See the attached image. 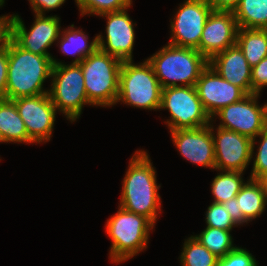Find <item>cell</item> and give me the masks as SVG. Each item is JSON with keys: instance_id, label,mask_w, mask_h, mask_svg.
I'll return each instance as SVG.
<instances>
[{"instance_id": "38", "label": "cell", "mask_w": 267, "mask_h": 266, "mask_svg": "<svg viewBox=\"0 0 267 266\" xmlns=\"http://www.w3.org/2000/svg\"><path fill=\"white\" fill-rule=\"evenodd\" d=\"M0 142H1V143L5 142V141H4V138H3L2 134H1V132H0Z\"/></svg>"}, {"instance_id": "4", "label": "cell", "mask_w": 267, "mask_h": 266, "mask_svg": "<svg viewBox=\"0 0 267 266\" xmlns=\"http://www.w3.org/2000/svg\"><path fill=\"white\" fill-rule=\"evenodd\" d=\"M155 225L145 216L124 210L119 206L106 223V233L111 238L109 259L113 263L125 262L146 249L150 230Z\"/></svg>"}, {"instance_id": "36", "label": "cell", "mask_w": 267, "mask_h": 266, "mask_svg": "<svg viewBox=\"0 0 267 266\" xmlns=\"http://www.w3.org/2000/svg\"><path fill=\"white\" fill-rule=\"evenodd\" d=\"M213 10L233 11L240 0H206Z\"/></svg>"}, {"instance_id": "21", "label": "cell", "mask_w": 267, "mask_h": 266, "mask_svg": "<svg viewBox=\"0 0 267 266\" xmlns=\"http://www.w3.org/2000/svg\"><path fill=\"white\" fill-rule=\"evenodd\" d=\"M88 37L85 32L81 29H76V27L74 28V24H72L67 29H62L57 43L60 44V51L63 54L75 56L72 63H80L98 48L97 36L90 43L88 42Z\"/></svg>"}, {"instance_id": "6", "label": "cell", "mask_w": 267, "mask_h": 266, "mask_svg": "<svg viewBox=\"0 0 267 266\" xmlns=\"http://www.w3.org/2000/svg\"><path fill=\"white\" fill-rule=\"evenodd\" d=\"M161 93L160 82L147 59L139 65L133 60L122 61L117 103L155 111L160 109Z\"/></svg>"}, {"instance_id": "18", "label": "cell", "mask_w": 267, "mask_h": 266, "mask_svg": "<svg viewBox=\"0 0 267 266\" xmlns=\"http://www.w3.org/2000/svg\"><path fill=\"white\" fill-rule=\"evenodd\" d=\"M209 65L226 81L252 94L251 70L245 56L237 45L214 55Z\"/></svg>"}, {"instance_id": "27", "label": "cell", "mask_w": 267, "mask_h": 266, "mask_svg": "<svg viewBox=\"0 0 267 266\" xmlns=\"http://www.w3.org/2000/svg\"><path fill=\"white\" fill-rule=\"evenodd\" d=\"M132 0H75L81 15H101L132 6Z\"/></svg>"}, {"instance_id": "16", "label": "cell", "mask_w": 267, "mask_h": 266, "mask_svg": "<svg viewBox=\"0 0 267 266\" xmlns=\"http://www.w3.org/2000/svg\"><path fill=\"white\" fill-rule=\"evenodd\" d=\"M195 87L210 118L221 108L240 101L247 95L241 88L223 79L209 64L201 72Z\"/></svg>"}, {"instance_id": "10", "label": "cell", "mask_w": 267, "mask_h": 266, "mask_svg": "<svg viewBox=\"0 0 267 266\" xmlns=\"http://www.w3.org/2000/svg\"><path fill=\"white\" fill-rule=\"evenodd\" d=\"M13 16L12 40L26 51L40 56H52L48 48L61 35L60 18L57 15L35 14L34 23L28 30L17 13Z\"/></svg>"}, {"instance_id": "5", "label": "cell", "mask_w": 267, "mask_h": 266, "mask_svg": "<svg viewBox=\"0 0 267 266\" xmlns=\"http://www.w3.org/2000/svg\"><path fill=\"white\" fill-rule=\"evenodd\" d=\"M79 64L89 103L105 108L117 104L122 61L97 48Z\"/></svg>"}, {"instance_id": "23", "label": "cell", "mask_w": 267, "mask_h": 266, "mask_svg": "<svg viewBox=\"0 0 267 266\" xmlns=\"http://www.w3.org/2000/svg\"><path fill=\"white\" fill-rule=\"evenodd\" d=\"M233 12L238 28L267 29V0H240Z\"/></svg>"}, {"instance_id": "34", "label": "cell", "mask_w": 267, "mask_h": 266, "mask_svg": "<svg viewBox=\"0 0 267 266\" xmlns=\"http://www.w3.org/2000/svg\"><path fill=\"white\" fill-rule=\"evenodd\" d=\"M8 48L0 52V99H6Z\"/></svg>"}, {"instance_id": "33", "label": "cell", "mask_w": 267, "mask_h": 266, "mask_svg": "<svg viewBox=\"0 0 267 266\" xmlns=\"http://www.w3.org/2000/svg\"><path fill=\"white\" fill-rule=\"evenodd\" d=\"M33 13L46 15V11H51L62 6L66 0H28Z\"/></svg>"}, {"instance_id": "28", "label": "cell", "mask_w": 267, "mask_h": 266, "mask_svg": "<svg viewBox=\"0 0 267 266\" xmlns=\"http://www.w3.org/2000/svg\"><path fill=\"white\" fill-rule=\"evenodd\" d=\"M205 215L206 227L232 231V228L238 226L221 203L212 202Z\"/></svg>"}, {"instance_id": "15", "label": "cell", "mask_w": 267, "mask_h": 266, "mask_svg": "<svg viewBox=\"0 0 267 266\" xmlns=\"http://www.w3.org/2000/svg\"><path fill=\"white\" fill-rule=\"evenodd\" d=\"M237 31L233 11L212 10L196 49L209 61L214 55L236 45Z\"/></svg>"}, {"instance_id": "12", "label": "cell", "mask_w": 267, "mask_h": 266, "mask_svg": "<svg viewBox=\"0 0 267 266\" xmlns=\"http://www.w3.org/2000/svg\"><path fill=\"white\" fill-rule=\"evenodd\" d=\"M214 129L212 123L215 170L244 173L252 160V139L232 130L217 127L215 132Z\"/></svg>"}, {"instance_id": "24", "label": "cell", "mask_w": 267, "mask_h": 266, "mask_svg": "<svg viewBox=\"0 0 267 266\" xmlns=\"http://www.w3.org/2000/svg\"><path fill=\"white\" fill-rule=\"evenodd\" d=\"M244 175L238 171H221L212 181L211 192L213 194L214 203H225L236 195L245 184Z\"/></svg>"}, {"instance_id": "29", "label": "cell", "mask_w": 267, "mask_h": 266, "mask_svg": "<svg viewBox=\"0 0 267 266\" xmlns=\"http://www.w3.org/2000/svg\"><path fill=\"white\" fill-rule=\"evenodd\" d=\"M260 138L258 151L253 158V167L251 171V179H259L267 176V127L256 137Z\"/></svg>"}, {"instance_id": "19", "label": "cell", "mask_w": 267, "mask_h": 266, "mask_svg": "<svg viewBox=\"0 0 267 266\" xmlns=\"http://www.w3.org/2000/svg\"><path fill=\"white\" fill-rule=\"evenodd\" d=\"M0 132L5 143H35L28 136L24 121L12 100L0 99Z\"/></svg>"}, {"instance_id": "32", "label": "cell", "mask_w": 267, "mask_h": 266, "mask_svg": "<svg viewBox=\"0 0 267 266\" xmlns=\"http://www.w3.org/2000/svg\"><path fill=\"white\" fill-rule=\"evenodd\" d=\"M13 15L0 16V52L8 48L12 40Z\"/></svg>"}, {"instance_id": "20", "label": "cell", "mask_w": 267, "mask_h": 266, "mask_svg": "<svg viewBox=\"0 0 267 266\" xmlns=\"http://www.w3.org/2000/svg\"><path fill=\"white\" fill-rule=\"evenodd\" d=\"M236 45L251 67L267 57V29L238 28Z\"/></svg>"}, {"instance_id": "39", "label": "cell", "mask_w": 267, "mask_h": 266, "mask_svg": "<svg viewBox=\"0 0 267 266\" xmlns=\"http://www.w3.org/2000/svg\"><path fill=\"white\" fill-rule=\"evenodd\" d=\"M5 0H0V7L4 5Z\"/></svg>"}, {"instance_id": "11", "label": "cell", "mask_w": 267, "mask_h": 266, "mask_svg": "<svg viewBox=\"0 0 267 266\" xmlns=\"http://www.w3.org/2000/svg\"><path fill=\"white\" fill-rule=\"evenodd\" d=\"M212 7L206 0H185L171 20V45L196 49Z\"/></svg>"}, {"instance_id": "30", "label": "cell", "mask_w": 267, "mask_h": 266, "mask_svg": "<svg viewBox=\"0 0 267 266\" xmlns=\"http://www.w3.org/2000/svg\"><path fill=\"white\" fill-rule=\"evenodd\" d=\"M257 263L246 248L235 247L226 256L218 258L216 266H258Z\"/></svg>"}, {"instance_id": "3", "label": "cell", "mask_w": 267, "mask_h": 266, "mask_svg": "<svg viewBox=\"0 0 267 266\" xmlns=\"http://www.w3.org/2000/svg\"><path fill=\"white\" fill-rule=\"evenodd\" d=\"M147 60L162 88L195 86L201 72L209 64L197 49L169 43Z\"/></svg>"}, {"instance_id": "22", "label": "cell", "mask_w": 267, "mask_h": 266, "mask_svg": "<svg viewBox=\"0 0 267 266\" xmlns=\"http://www.w3.org/2000/svg\"><path fill=\"white\" fill-rule=\"evenodd\" d=\"M238 212L250 222L266 210L265 197L258 180L249 178L236 195Z\"/></svg>"}, {"instance_id": "25", "label": "cell", "mask_w": 267, "mask_h": 266, "mask_svg": "<svg viewBox=\"0 0 267 266\" xmlns=\"http://www.w3.org/2000/svg\"><path fill=\"white\" fill-rule=\"evenodd\" d=\"M231 231L206 227L200 234L194 237L218 258L226 256L236 246L233 245Z\"/></svg>"}, {"instance_id": "26", "label": "cell", "mask_w": 267, "mask_h": 266, "mask_svg": "<svg viewBox=\"0 0 267 266\" xmlns=\"http://www.w3.org/2000/svg\"><path fill=\"white\" fill-rule=\"evenodd\" d=\"M180 255L182 266H216L218 257L211 253L192 235L183 243Z\"/></svg>"}, {"instance_id": "37", "label": "cell", "mask_w": 267, "mask_h": 266, "mask_svg": "<svg viewBox=\"0 0 267 266\" xmlns=\"http://www.w3.org/2000/svg\"><path fill=\"white\" fill-rule=\"evenodd\" d=\"M258 182L260 183L262 190H263V194L265 197V203L267 205V176L261 177L259 179H257Z\"/></svg>"}, {"instance_id": "35", "label": "cell", "mask_w": 267, "mask_h": 266, "mask_svg": "<svg viewBox=\"0 0 267 266\" xmlns=\"http://www.w3.org/2000/svg\"><path fill=\"white\" fill-rule=\"evenodd\" d=\"M225 209L229 212L233 221L237 225H243L244 223L248 224L249 221L244 217L243 213L238 212L237 200L236 197L231 198L229 201L222 203Z\"/></svg>"}, {"instance_id": "9", "label": "cell", "mask_w": 267, "mask_h": 266, "mask_svg": "<svg viewBox=\"0 0 267 266\" xmlns=\"http://www.w3.org/2000/svg\"><path fill=\"white\" fill-rule=\"evenodd\" d=\"M261 94H247L240 101L221 108L211 118L220 119L218 127L232 130L252 139V158L256 137L267 127V104H258Z\"/></svg>"}, {"instance_id": "8", "label": "cell", "mask_w": 267, "mask_h": 266, "mask_svg": "<svg viewBox=\"0 0 267 266\" xmlns=\"http://www.w3.org/2000/svg\"><path fill=\"white\" fill-rule=\"evenodd\" d=\"M160 109L170 112L167 123L170 131L196 129L210 124L195 86H172L162 88Z\"/></svg>"}, {"instance_id": "14", "label": "cell", "mask_w": 267, "mask_h": 266, "mask_svg": "<svg viewBox=\"0 0 267 266\" xmlns=\"http://www.w3.org/2000/svg\"><path fill=\"white\" fill-rule=\"evenodd\" d=\"M128 9L99 15L107 19V26L105 28L106 37L101 34L97 35L98 48L121 61H131L133 59L134 26L136 23H133V20L129 17Z\"/></svg>"}, {"instance_id": "7", "label": "cell", "mask_w": 267, "mask_h": 266, "mask_svg": "<svg viewBox=\"0 0 267 266\" xmlns=\"http://www.w3.org/2000/svg\"><path fill=\"white\" fill-rule=\"evenodd\" d=\"M53 69L48 95L56 110L67 120L79 119L84 105L89 103L84 84V75L79 63L64 64L52 57Z\"/></svg>"}, {"instance_id": "17", "label": "cell", "mask_w": 267, "mask_h": 266, "mask_svg": "<svg viewBox=\"0 0 267 266\" xmlns=\"http://www.w3.org/2000/svg\"><path fill=\"white\" fill-rule=\"evenodd\" d=\"M211 123L196 129H178L170 132L174 145L185 159L201 167L215 169Z\"/></svg>"}, {"instance_id": "1", "label": "cell", "mask_w": 267, "mask_h": 266, "mask_svg": "<svg viewBox=\"0 0 267 266\" xmlns=\"http://www.w3.org/2000/svg\"><path fill=\"white\" fill-rule=\"evenodd\" d=\"M156 176L148 153L136 151L122 181L119 204L126 211L145 216L154 225L157 215L161 213V197L158 193L161 186L157 185Z\"/></svg>"}, {"instance_id": "31", "label": "cell", "mask_w": 267, "mask_h": 266, "mask_svg": "<svg viewBox=\"0 0 267 266\" xmlns=\"http://www.w3.org/2000/svg\"><path fill=\"white\" fill-rule=\"evenodd\" d=\"M251 86L252 94H260L262 88L267 87V57L252 67Z\"/></svg>"}, {"instance_id": "2", "label": "cell", "mask_w": 267, "mask_h": 266, "mask_svg": "<svg viewBox=\"0 0 267 266\" xmlns=\"http://www.w3.org/2000/svg\"><path fill=\"white\" fill-rule=\"evenodd\" d=\"M52 56H40L26 51L13 40L8 45V74L6 99L47 94L43 88L47 78H51Z\"/></svg>"}, {"instance_id": "13", "label": "cell", "mask_w": 267, "mask_h": 266, "mask_svg": "<svg viewBox=\"0 0 267 266\" xmlns=\"http://www.w3.org/2000/svg\"><path fill=\"white\" fill-rule=\"evenodd\" d=\"M24 121L28 136L36 143L49 142L57 110L47 94L12 100Z\"/></svg>"}]
</instances>
